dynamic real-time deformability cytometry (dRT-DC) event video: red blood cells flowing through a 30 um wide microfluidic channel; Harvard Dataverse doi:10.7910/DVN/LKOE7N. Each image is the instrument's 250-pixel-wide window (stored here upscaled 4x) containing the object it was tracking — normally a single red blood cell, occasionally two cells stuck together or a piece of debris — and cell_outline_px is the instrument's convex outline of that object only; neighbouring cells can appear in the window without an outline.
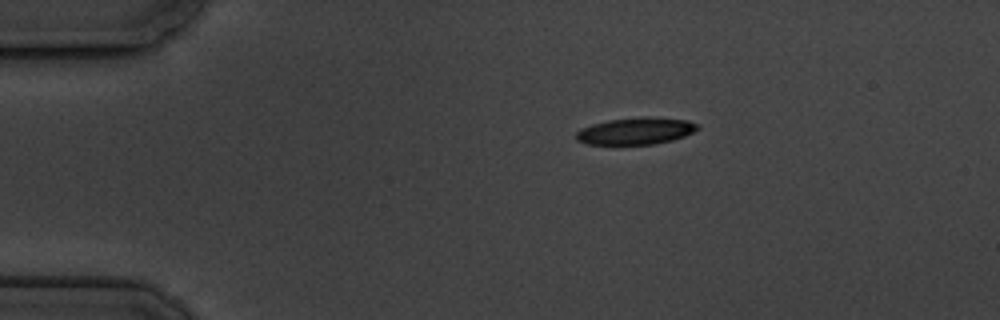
{"species": "common noctule bat (a hibernating species)", "species_latin": "Nyctalus noctula", "temperature_condition": "cold", "stored_images_in_passage": 4, "camera_frame_rate_fps": 3000, "um_per_image_px": 0.085, "animal": {"sex": "male", "body_mass_g": 19.5, "forearm_length_mm": 54.6}, "frame": {"image": 1, "passage_image": 1, "time_ms": 0.0, "image_size_px": [1000, 320], "cell_outline_px": [[700, 128], [684, 136], [672, 140], [652, 144], [588, 144], [576, 140], [576, 132], [580, 128], [592, 124], [608, 120], [644, 116], [648, 116], [688, 120], [696, 124]], "centroid_in_image_um": [54.02, 11.12], "position_along_channel_um": 31.0, "area_um2": 19.02}}
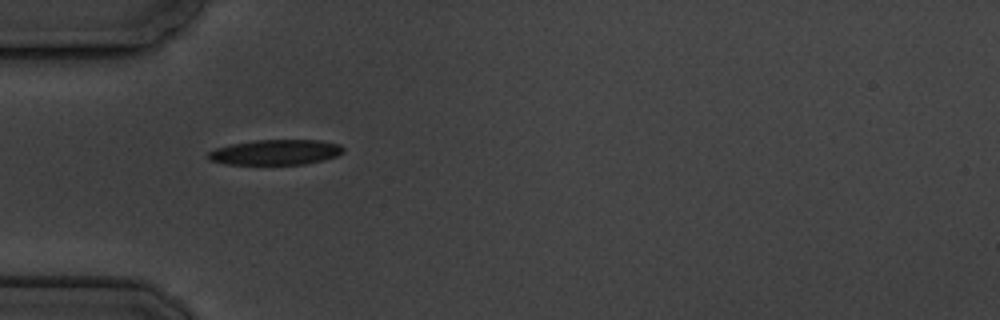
{"frame": {"image": 2, "passage_image": 3, "time_ms": 2.333, "image_size_px": [1000, 320], "cell_outline_px": [[344, 152], [336, 156], [324, 160], [304, 164], [228, 164], [208, 160], [204, 156], [208, 152], [216, 148], [232, 144], [256, 140], [320, 140], [340, 144], [344, 148]], "centroid_in_image_um": [23.42, 12.94], "position_along_channel_um": 61.6, "area_um2": 19.94}}